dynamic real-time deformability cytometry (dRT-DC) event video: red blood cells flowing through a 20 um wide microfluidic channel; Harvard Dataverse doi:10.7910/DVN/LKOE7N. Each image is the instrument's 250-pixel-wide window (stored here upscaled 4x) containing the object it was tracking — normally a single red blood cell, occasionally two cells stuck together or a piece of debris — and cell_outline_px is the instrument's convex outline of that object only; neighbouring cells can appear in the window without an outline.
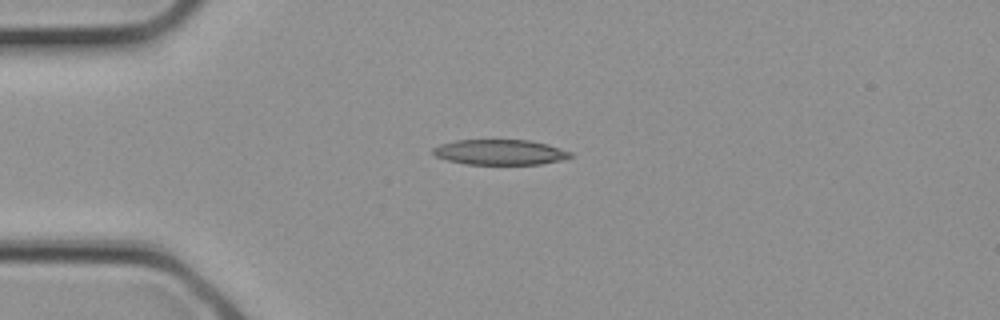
{"species": "common noctule bat (a hibernating species)", "species_latin": "Nyctalus noctula", "temperature_condition": "cold", "stored_images_in_passage": 2, "camera_frame_rate_fps": 3000, "um_per_image_px": 0.085, "animal": {"sex": "female", "body_mass_g": 21.9}, "frame": {"image": 1, "passage_image": 2, "time_ms": 0.333, "image_size_px": [1000, 320], "cell_outline_px": [[572, 156], [560, 160], [540, 164], [468, 164], [448, 160], [436, 156], [432, 152], [432, 148], [440, 144], [456, 140], [532, 140], [548, 144], [572, 152]], "centroid_in_image_um": [42.5, 12.93], "position_along_channel_um": 42.5, "area_um2": 20.17}}